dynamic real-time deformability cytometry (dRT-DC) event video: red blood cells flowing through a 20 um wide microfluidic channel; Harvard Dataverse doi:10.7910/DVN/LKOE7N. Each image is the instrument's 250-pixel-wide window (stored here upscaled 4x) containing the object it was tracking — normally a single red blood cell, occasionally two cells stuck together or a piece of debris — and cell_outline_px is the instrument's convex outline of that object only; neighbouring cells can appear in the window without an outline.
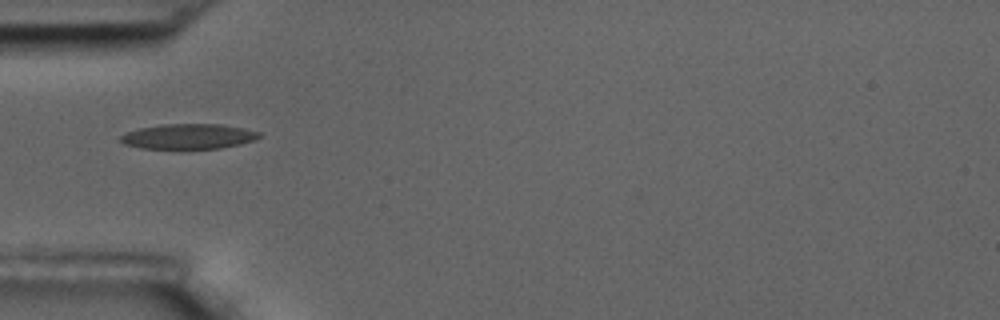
{"species": "common noctule bat (a hibernating species)", "species_latin": "Nyctalus noctula", "temperature_condition": "room temperature", "stored_images_in_passage": 35, "camera_frame_rate_fps": 3000, "um_per_image_px": 0.085, "animal": {"sex": "male", "body_mass_g": 17.5, "forearm_length_mm": 52.3}, "frame": {"image": 1, "passage_image": 1, "time_ms": 0.0, "image_size_px": [1000, 320], "cell_outline_px": [[260, 136], [256, 140], [240, 144], [220, 148], [140, 148], [124, 144], [120, 140], [120, 136], [124, 132], [140, 128], [160, 124], [220, 124], [244, 128], [260, 132]], "centroid_in_image_um": [16.01, 11.58], "position_along_channel_um": 69.0, "area_um2": 20.29}}
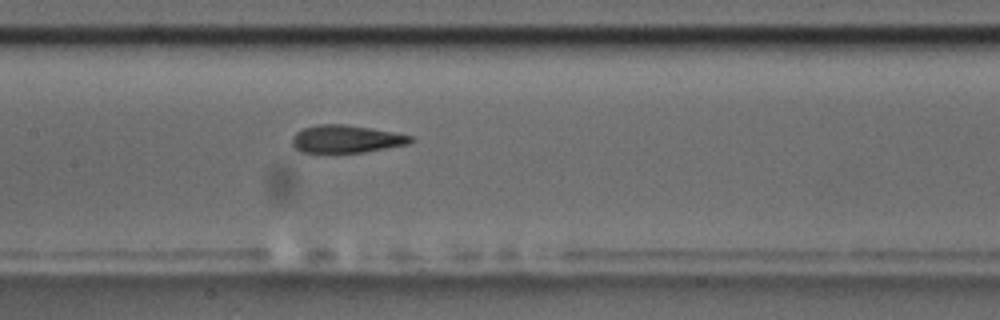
{"frame": {"image": 2, "passage_image": 10, "time_ms": 3.0, "image_size_px": [1000, 320], "cell_outline_px": [[416, 140], [408, 144], [364, 152], [300, 152], [292, 144], [292, 136], [296, 132], [304, 128], [316, 124], [344, 124], [372, 128], [412, 136]], "centroid_in_image_um": [29.43, 11.8], "position_along_channel_um": 178.0, "area_um2": 19.07}}
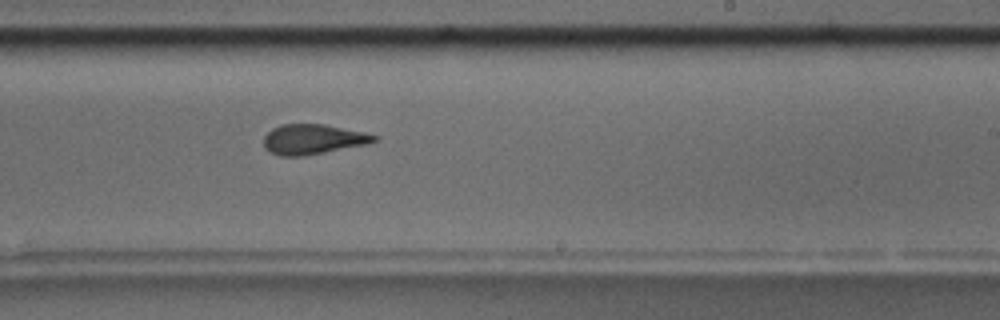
{"frame": {"image": 3, "passage_image": 17, "time_ms": 5.333, "image_size_px": [1000, 320], "cell_outline_px": [[376, 140], [368, 144], [324, 152], [300, 156], [280, 156], [268, 152], [264, 148], [264, 136], [272, 128], [280, 124], [324, 124], [364, 132], [376, 136]], "centroid_in_image_um": [26.55, 11.83], "position_along_channel_um": 262.5, "area_um2": 19.25}, "authors_computed_cell_mechanics": {"area_um2": 19.8254, "velocity_mm_per_s": 3.6274, "shape_relaxation_time_tau1_ms": 6.0338, "shape_relaxation_time_tau2_ms": 2.3688, "deformation_change_tau1": 0.1978, "deformation_change_tau2": 0.1033}}